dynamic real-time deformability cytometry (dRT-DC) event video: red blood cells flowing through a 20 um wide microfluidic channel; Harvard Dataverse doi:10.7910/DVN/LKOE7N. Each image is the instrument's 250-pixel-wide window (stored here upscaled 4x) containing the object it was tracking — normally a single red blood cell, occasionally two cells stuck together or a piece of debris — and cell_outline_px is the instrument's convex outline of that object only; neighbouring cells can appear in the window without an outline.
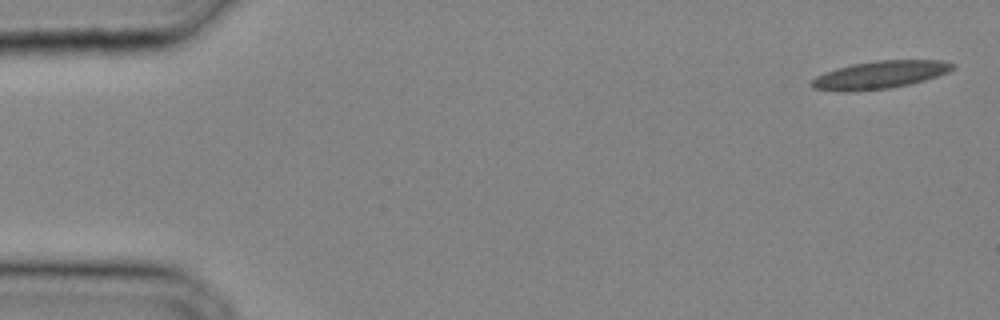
{"species": "common noctule bat (a hibernating species)", "species_latin": "Nyctalus noctula", "temperature_condition": "cold", "stored_images_in_passage": 31, "camera_frame_rate_fps": 3000, "um_per_image_px": 0.085, "animal": {"sex": "male", "body_mass_g": 20.4}, "frame": {"image": 1, "passage_image": 1, "time_ms": 0.0, "image_size_px": [1000, 320], "cell_outline_px": [[956, 68], [948, 72], [924, 80], [892, 88], [852, 92], [840, 92], [812, 88], [808, 84], [816, 76], [824, 72], [836, 68], [852, 64], [876, 60], [940, 60], [956, 64]], "centroid_in_image_um": [74.75, 6.37], "position_along_channel_um": 10.3, "area_um2": 23.06}}
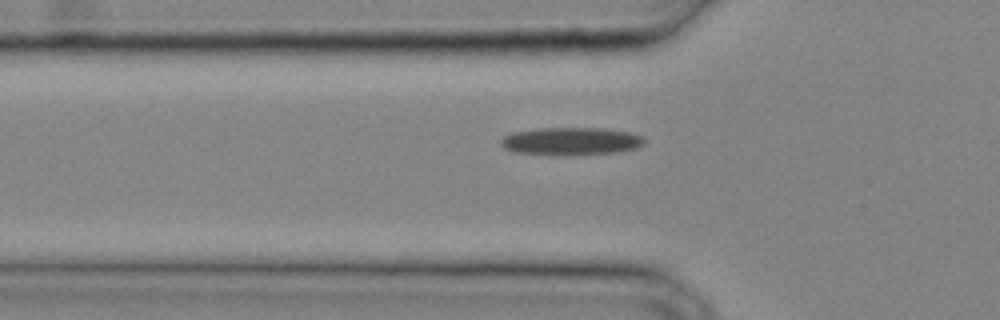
{"frame": {"image": 2, "passage_image": 11, "time_ms": 3.333, "image_size_px": [1000, 320], "cell_outline_px": [[644, 144], [636, 148], [620, 152], [572, 156], [548, 156], [512, 152], [504, 148], [500, 144], [500, 140], [504, 136], [512, 132], [540, 128], [600, 128], [628, 132], [644, 136]], "centroid_in_image_um": [48.5, 12.03], "position_along_channel_um": 77.3, "area_um2": 23.87}}
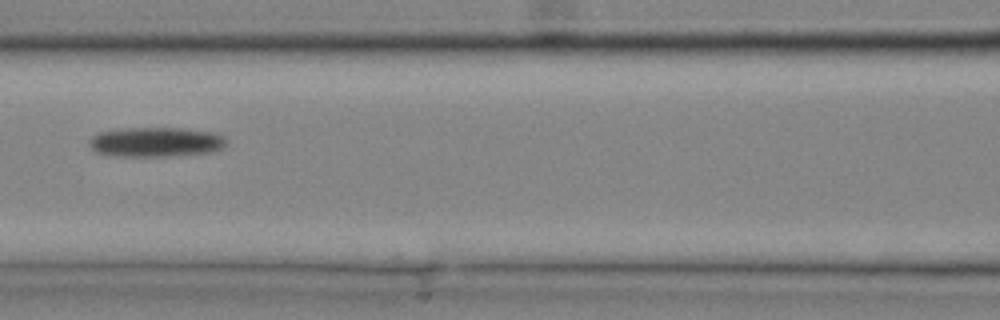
{"frame": {"image": 3, "passage_image": 15, "time_ms": 4.667, "image_size_px": [1000, 320], "cell_outline_px": [[228, 140], [224, 148], [212, 152], [168, 156], [108, 156], [96, 152], [88, 144], [92, 136], [100, 132], [128, 128], [184, 128], [216, 132], [224, 136]], "centroid_in_image_um": [13.3, 12.07], "position_along_channel_um": 153.3, "area_um2": 23.99}}